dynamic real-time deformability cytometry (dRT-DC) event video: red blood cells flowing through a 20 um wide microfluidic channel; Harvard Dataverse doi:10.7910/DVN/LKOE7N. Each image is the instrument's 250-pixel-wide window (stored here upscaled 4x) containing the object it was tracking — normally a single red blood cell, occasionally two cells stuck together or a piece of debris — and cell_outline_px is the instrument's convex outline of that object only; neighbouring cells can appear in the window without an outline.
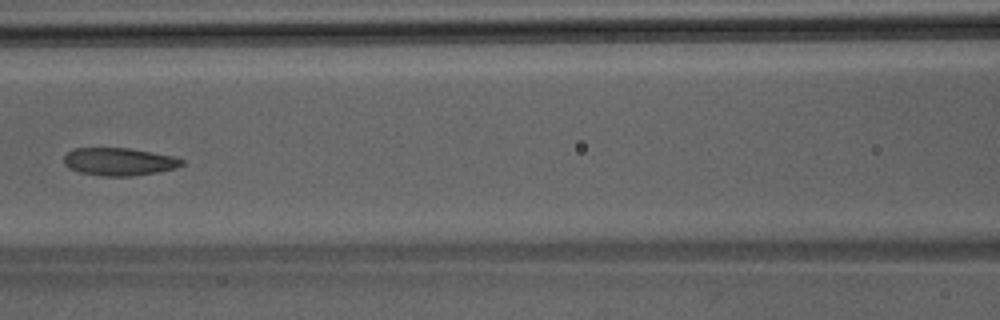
{"species": "Egyptian fruit bat (a non-hibernating species)", "species_latin": "Rousettus aegyptiacus", "temperature_condition": "room temperature", "stored_images_in_passage": 7, "camera_frame_rate_fps": 3000, "um_per_image_px": 0.085, "animal": {"sex": "male"}, "frame": {"image": 1, "passage_image": 7, "time_ms": 2.0, "image_size_px": [1000, 320], "cell_outline_px": [[184, 164], [176, 168], [156, 172], [132, 176], [100, 176], [80, 172], [68, 168], [64, 164], [64, 156], [72, 148], [128, 148], [172, 156], [184, 160]], "centroid_in_image_um": [10.09, 13.74], "position_along_channel_um": 156.5, "area_um2": 19.02}}